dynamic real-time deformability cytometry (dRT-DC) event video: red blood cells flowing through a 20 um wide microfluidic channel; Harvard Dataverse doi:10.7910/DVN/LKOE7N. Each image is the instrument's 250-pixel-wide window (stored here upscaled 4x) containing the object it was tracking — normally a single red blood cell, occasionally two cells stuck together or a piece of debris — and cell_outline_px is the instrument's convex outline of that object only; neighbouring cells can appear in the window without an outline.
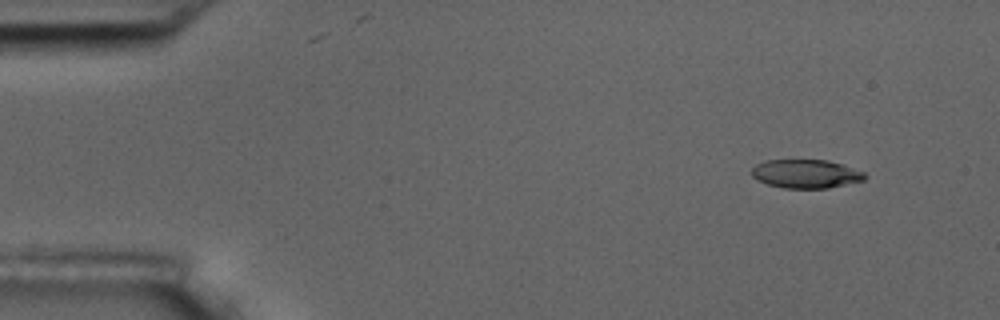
{"species": "common noctule bat (a hibernating species)", "species_latin": "Nyctalus noctula", "temperature_condition": "room temperature", "stored_images_in_passage": 4, "camera_frame_rate_fps": 3000, "um_per_image_px": 0.085, "animal": {"sex": "male", "body_mass_g": 17.5, "forearm_length_mm": 52.3}, "frame": {"image": 1, "passage_image": 1, "time_ms": 0.0, "image_size_px": [1000, 320], "cell_outline_px": [[864, 180], [828, 188], [784, 188], [768, 184], [752, 176], [752, 168], [756, 164], [768, 160], [824, 160], [840, 164], [864, 172]], "centroid_in_image_um": [68.48, 14.78], "position_along_channel_um": 16.5, "area_um2": 18.5}}
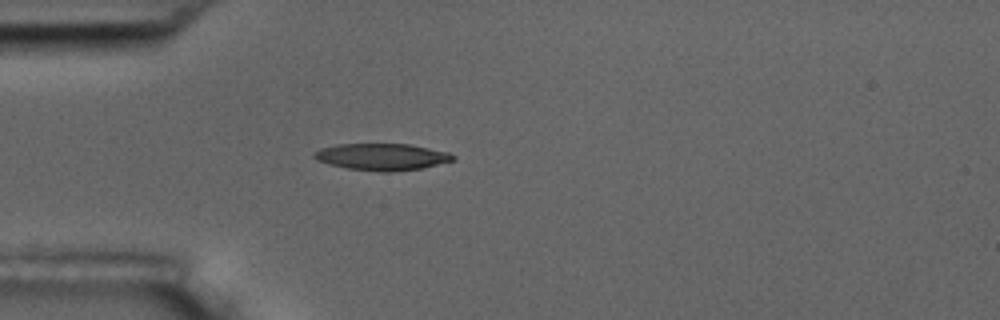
{"frame": {"image": 2, "passage_image": 4, "time_ms": 3.667, "image_size_px": [1000, 320], "cell_outline_px": [[456, 160], [420, 168], [388, 172], [380, 172], [348, 168], [328, 164], [316, 160], [312, 156], [320, 148], [336, 144], [408, 144], [448, 152], [456, 156]], "centroid_in_image_um": [32.45, 13.33], "position_along_channel_um": 52.5, "area_um2": 21.56}}